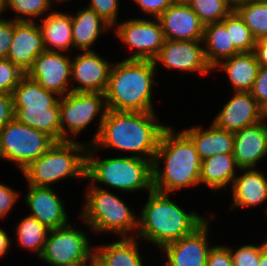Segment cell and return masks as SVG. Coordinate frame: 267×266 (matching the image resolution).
<instances>
[{
    "instance_id": "7",
    "label": "cell",
    "mask_w": 267,
    "mask_h": 266,
    "mask_svg": "<svg viewBox=\"0 0 267 266\" xmlns=\"http://www.w3.org/2000/svg\"><path fill=\"white\" fill-rule=\"evenodd\" d=\"M85 192L81 221L96 233H114L119 237H131L130 231L138 230V215L129 209L118 196L102 188L98 184L90 183Z\"/></svg>"
},
{
    "instance_id": "18",
    "label": "cell",
    "mask_w": 267,
    "mask_h": 266,
    "mask_svg": "<svg viewBox=\"0 0 267 266\" xmlns=\"http://www.w3.org/2000/svg\"><path fill=\"white\" fill-rule=\"evenodd\" d=\"M45 50L42 30L35 22L18 21L7 57L23 72L32 67L35 58Z\"/></svg>"
},
{
    "instance_id": "22",
    "label": "cell",
    "mask_w": 267,
    "mask_h": 266,
    "mask_svg": "<svg viewBox=\"0 0 267 266\" xmlns=\"http://www.w3.org/2000/svg\"><path fill=\"white\" fill-rule=\"evenodd\" d=\"M244 174L232 183L233 202L231 208L255 207L267 200V178L256 168L241 169Z\"/></svg>"
},
{
    "instance_id": "6",
    "label": "cell",
    "mask_w": 267,
    "mask_h": 266,
    "mask_svg": "<svg viewBox=\"0 0 267 266\" xmlns=\"http://www.w3.org/2000/svg\"><path fill=\"white\" fill-rule=\"evenodd\" d=\"M87 147L86 142L56 141L21 172L27 184L34 186L52 187V184L65 178L86 179Z\"/></svg>"
},
{
    "instance_id": "30",
    "label": "cell",
    "mask_w": 267,
    "mask_h": 266,
    "mask_svg": "<svg viewBox=\"0 0 267 266\" xmlns=\"http://www.w3.org/2000/svg\"><path fill=\"white\" fill-rule=\"evenodd\" d=\"M11 96L14 108L53 107L60 99L58 94L46 90L27 75L20 80V83L15 87Z\"/></svg>"
},
{
    "instance_id": "28",
    "label": "cell",
    "mask_w": 267,
    "mask_h": 266,
    "mask_svg": "<svg viewBox=\"0 0 267 266\" xmlns=\"http://www.w3.org/2000/svg\"><path fill=\"white\" fill-rule=\"evenodd\" d=\"M116 242L94 246V254L106 266H144L137 237H120Z\"/></svg>"
},
{
    "instance_id": "8",
    "label": "cell",
    "mask_w": 267,
    "mask_h": 266,
    "mask_svg": "<svg viewBox=\"0 0 267 266\" xmlns=\"http://www.w3.org/2000/svg\"><path fill=\"white\" fill-rule=\"evenodd\" d=\"M61 122V141H71L73 136L80 134L97 116L98 129L91 145L99 135L102 122L107 112L105 94L90 92H71L59 99Z\"/></svg>"
},
{
    "instance_id": "23",
    "label": "cell",
    "mask_w": 267,
    "mask_h": 266,
    "mask_svg": "<svg viewBox=\"0 0 267 266\" xmlns=\"http://www.w3.org/2000/svg\"><path fill=\"white\" fill-rule=\"evenodd\" d=\"M217 68L224 70L227 74L234 92H250L257 78L260 64L253 51L240 52L221 61L213 70Z\"/></svg>"
},
{
    "instance_id": "12",
    "label": "cell",
    "mask_w": 267,
    "mask_h": 266,
    "mask_svg": "<svg viewBox=\"0 0 267 266\" xmlns=\"http://www.w3.org/2000/svg\"><path fill=\"white\" fill-rule=\"evenodd\" d=\"M203 40H167L153 60L154 64L161 63L165 69L180 70L183 72H198L207 75L213 69L208 64Z\"/></svg>"
},
{
    "instance_id": "5",
    "label": "cell",
    "mask_w": 267,
    "mask_h": 266,
    "mask_svg": "<svg viewBox=\"0 0 267 266\" xmlns=\"http://www.w3.org/2000/svg\"><path fill=\"white\" fill-rule=\"evenodd\" d=\"M91 144L86 151V179L122 192L153 190L152 161L137 156L97 159Z\"/></svg>"
},
{
    "instance_id": "39",
    "label": "cell",
    "mask_w": 267,
    "mask_h": 266,
    "mask_svg": "<svg viewBox=\"0 0 267 266\" xmlns=\"http://www.w3.org/2000/svg\"><path fill=\"white\" fill-rule=\"evenodd\" d=\"M18 21L0 18V58H6L14 35V25Z\"/></svg>"
},
{
    "instance_id": "53",
    "label": "cell",
    "mask_w": 267,
    "mask_h": 266,
    "mask_svg": "<svg viewBox=\"0 0 267 266\" xmlns=\"http://www.w3.org/2000/svg\"><path fill=\"white\" fill-rule=\"evenodd\" d=\"M55 1H56V3H57V2H60V3L63 2V3H65L66 1L68 2V1H70V0H55Z\"/></svg>"
},
{
    "instance_id": "52",
    "label": "cell",
    "mask_w": 267,
    "mask_h": 266,
    "mask_svg": "<svg viewBox=\"0 0 267 266\" xmlns=\"http://www.w3.org/2000/svg\"><path fill=\"white\" fill-rule=\"evenodd\" d=\"M72 266H88V262H85V263H79V264L72 265Z\"/></svg>"
},
{
    "instance_id": "9",
    "label": "cell",
    "mask_w": 267,
    "mask_h": 266,
    "mask_svg": "<svg viewBox=\"0 0 267 266\" xmlns=\"http://www.w3.org/2000/svg\"><path fill=\"white\" fill-rule=\"evenodd\" d=\"M55 142L47 133L14 118L0 130V158L17 164L23 170L46 153Z\"/></svg>"
},
{
    "instance_id": "31",
    "label": "cell",
    "mask_w": 267,
    "mask_h": 266,
    "mask_svg": "<svg viewBox=\"0 0 267 266\" xmlns=\"http://www.w3.org/2000/svg\"><path fill=\"white\" fill-rule=\"evenodd\" d=\"M50 230L37 219L27 215L16 227L18 245L34 251L38 257L42 255Z\"/></svg>"
},
{
    "instance_id": "45",
    "label": "cell",
    "mask_w": 267,
    "mask_h": 266,
    "mask_svg": "<svg viewBox=\"0 0 267 266\" xmlns=\"http://www.w3.org/2000/svg\"><path fill=\"white\" fill-rule=\"evenodd\" d=\"M253 52L260 66H267V38L257 40Z\"/></svg>"
},
{
    "instance_id": "15",
    "label": "cell",
    "mask_w": 267,
    "mask_h": 266,
    "mask_svg": "<svg viewBox=\"0 0 267 266\" xmlns=\"http://www.w3.org/2000/svg\"><path fill=\"white\" fill-rule=\"evenodd\" d=\"M209 220L207 219L191 234L165 245L164 266H206L211 244L208 242Z\"/></svg>"
},
{
    "instance_id": "40",
    "label": "cell",
    "mask_w": 267,
    "mask_h": 266,
    "mask_svg": "<svg viewBox=\"0 0 267 266\" xmlns=\"http://www.w3.org/2000/svg\"><path fill=\"white\" fill-rule=\"evenodd\" d=\"M206 266H232L230 248L226 245L212 246L208 252Z\"/></svg>"
},
{
    "instance_id": "20",
    "label": "cell",
    "mask_w": 267,
    "mask_h": 266,
    "mask_svg": "<svg viewBox=\"0 0 267 266\" xmlns=\"http://www.w3.org/2000/svg\"><path fill=\"white\" fill-rule=\"evenodd\" d=\"M239 169L256 168L267 155V126L262 122L234 132V151Z\"/></svg>"
},
{
    "instance_id": "24",
    "label": "cell",
    "mask_w": 267,
    "mask_h": 266,
    "mask_svg": "<svg viewBox=\"0 0 267 266\" xmlns=\"http://www.w3.org/2000/svg\"><path fill=\"white\" fill-rule=\"evenodd\" d=\"M73 48L79 51L91 49L102 33L112 27L104 21L93 9L85 7L71 16Z\"/></svg>"
},
{
    "instance_id": "33",
    "label": "cell",
    "mask_w": 267,
    "mask_h": 266,
    "mask_svg": "<svg viewBox=\"0 0 267 266\" xmlns=\"http://www.w3.org/2000/svg\"><path fill=\"white\" fill-rule=\"evenodd\" d=\"M221 22L227 29H230L231 41L239 53L254 51L256 40L250 32V29L245 25L243 18L235 9Z\"/></svg>"
},
{
    "instance_id": "26",
    "label": "cell",
    "mask_w": 267,
    "mask_h": 266,
    "mask_svg": "<svg viewBox=\"0 0 267 266\" xmlns=\"http://www.w3.org/2000/svg\"><path fill=\"white\" fill-rule=\"evenodd\" d=\"M236 170H240L235 162L233 154H216L201 162L200 185H207L212 190H228V184L232 185L237 175Z\"/></svg>"
},
{
    "instance_id": "36",
    "label": "cell",
    "mask_w": 267,
    "mask_h": 266,
    "mask_svg": "<svg viewBox=\"0 0 267 266\" xmlns=\"http://www.w3.org/2000/svg\"><path fill=\"white\" fill-rule=\"evenodd\" d=\"M25 75L26 73L8 58H0V92L12 94Z\"/></svg>"
},
{
    "instance_id": "13",
    "label": "cell",
    "mask_w": 267,
    "mask_h": 266,
    "mask_svg": "<svg viewBox=\"0 0 267 266\" xmlns=\"http://www.w3.org/2000/svg\"><path fill=\"white\" fill-rule=\"evenodd\" d=\"M63 53L44 50L35 58L32 67L26 73L30 79L60 97L72 92L69 86L72 58Z\"/></svg>"
},
{
    "instance_id": "2",
    "label": "cell",
    "mask_w": 267,
    "mask_h": 266,
    "mask_svg": "<svg viewBox=\"0 0 267 266\" xmlns=\"http://www.w3.org/2000/svg\"><path fill=\"white\" fill-rule=\"evenodd\" d=\"M164 161V168H160ZM202 160L192 140L183 132L167 126L162 132L153 164V190L173 194L175 191L198 186Z\"/></svg>"
},
{
    "instance_id": "16",
    "label": "cell",
    "mask_w": 267,
    "mask_h": 266,
    "mask_svg": "<svg viewBox=\"0 0 267 266\" xmlns=\"http://www.w3.org/2000/svg\"><path fill=\"white\" fill-rule=\"evenodd\" d=\"M158 19L167 40H203L205 25L185 0H176Z\"/></svg>"
},
{
    "instance_id": "4",
    "label": "cell",
    "mask_w": 267,
    "mask_h": 266,
    "mask_svg": "<svg viewBox=\"0 0 267 266\" xmlns=\"http://www.w3.org/2000/svg\"><path fill=\"white\" fill-rule=\"evenodd\" d=\"M156 65L151 60L124 59L112 63L105 92L109 110L154 112L152 96Z\"/></svg>"
},
{
    "instance_id": "46",
    "label": "cell",
    "mask_w": 267,
    "mask_h": 266,
    "mask_svg": "<svg viewBox=\"0 0 267 266\" xmlns=\"http://www.w3.org/2000/svg\"><path fill=\"white\" fill-rule=\"evenodd\" d=\"M12 240L8 237L7 232L4 229L0 228V257H3L7 254L8 249Z\"/></svg>"
},
{
    "instance_id": "10",
    "label": "cell",
    "mask_w": 267,
    "mask_h": 266,
    "mask_svg": "<svg viewBox=\"0 0 267 266\" xmlns=\"http://www.w3.org/2000/svg\"><path fill=\"white\" fill-rule=\"evenodd\" d=\"M88 240L84 231L71 224L50 230L39 258L50 266H72L88 262L94 255V247H90L92 245Z\"/></svg>"
},
{
    "instance_id": "44",
    "label": "cell",
    "mask_w": 267,
    "mask_h": 266,
    "mask_svg": "<svg viewBox=\"0 0 267 266\" xmlns=\"http://www.w3.org/2000/svg\"><path fill=\"white\" fill-rule=\"evenodd\" d=\"M14 119V107L11 94L0 92V130Z\"/></svg>"
},
{
    "instance_id": "43",
    "label": "cell",
    "mask_w": 267,
    "mask_h": 266,
    "mask_svg": "<svg viewBox=\"0 0 267 266\" xmlns=\"http://www.w3.org/2000/svg\"><path fill=\"white\" fill-rule=\"evenodd\" d=\"M250 93L259 104L267 100V66H260Z\"/></svg>"
},
{
    "instance_id": "51",
    "label": "cell",
    "mask_w": 267,
    "mask_h": 266,
    "mask_svg": "<svg viewBox=\"0 0 267 266\" xmlns=\"http://www.w3.org/2000/svg\"><path fill=\"white\" fill-rule=\"evenodd\" d=\"M232 5H236L237 3H240L242 1H245V0H228Z\"/></svg>"
},
{
    "instance_id": "11",
    "label": "cell",
    "mask_w": 267,
    "mask_h": 266,
    "mask_svg": "<svg viewBox=\"0 0 267 266\" xmlns=\"http://www.w3.org/2000/svg\"><path fill=\"white\" fill-rule=\"evenodd\" d=\"M115 27L116 37L130 50H134L126 59L153 61L165 41L158 18H153V20L131 18L116 24Z\"/></svg>"
},
{
    "instance_id": "17",
    "label": "cell",
    "mask_w": 267,
    "mask_h": 266,
    "mask_svg": "<svg viewBox=\"0 0 267 266\" xmlns=\"http://www.w3.org/2000/svg\"><path fill=\"white\" fill-rule=\"evenodd\" d=\"M28 190L24 200L31 212L29 216L37 219L49 230L70 224L64 201L55 193L53 187L29 185Z\"/></svg>"
},
{
    "instance_id": "49",
    "label": "cell",
    "mask_w": 267,
    "mask_h": 266,
    "mask_svg": "<svg viewBox=\"0 0 267 266\" xmlns=\"http://www.w3.org/2000/svg\"><path fill=\"white\" fill-rule=\"evenodd\" d=\"M259 266H267V246L261 251Z\"/></svg>"
},
{
    "instance_id": "34",
    "label": "cell",
    "mask_w": 267,
    "mask_h": 266,
    "mask_svg": "<svg viewBox=\"0 0 267 266\" xmlns=\"http://www.w3.org/2000/svg\"><path fill=\"white\" fill-rule=\"evenodd\" d=\"M204 25L221 22L233 9L228 0H185Z\"/></svg>"
},
{
    "instance_id": "19",
    "label": "cell",
    "mask_w": 267,
    "mask_h": 266,
    "mask_svg": "<svg viewBox=\"0 0 267 266\" xmlns=\"http://www.w3.org/2000/svg\"><path fill=\"white\" fill-rule=\"evenodd\" d=\"M260 122L259 103L250 92H233L213 123L220 129L236 132Z\"/></svg>"
},
{
    "instance_id": "47",
    "label": "cell",
    "mask_w": 267,
    "mask_h": 266,
    "mask_svg": "<svg viewBox=\"0 0 267 266\" xmlns=\"http://www.w3.org/2000/svg\"><path fill=\"white\" fill-rule=\"evenodd\" d=\"M259 120L267 126V123H265V120H267V100L259 104Z\"/></svg>"
},
{
    "instance_id": "38",
    "label": "cell",
    "mask_w": 267,
    "mask_h": 266,
    "mask_svg": "<svg viewBox=\"0 0 267 266\" xmlns=\"http://www.w3.org/2000/svg\"><path fill=\"white\" fill-rule=\"evenodd\" d=\"M87 7L93 9L112 28L118 22L119 0H90Z\"/></svg>"
},
{
    "instance_id": "35",
    "label": "cell",
    "mask_w": 267,
    "mask_h": 266,
    "mask_svg": "<svg viewBox=\"0 0 267 266\" xmlns=\"http://www.w3.org/2000/svg\"><path fill=\"white\" fill-rule=\"evenodd\" d=\"M53 1L55 2V0H3V5L4 11L9 8L17 14L13 20L35 22V18L46 16L47 9L51 7Z\"/></svg>"
},
{
    "instance_id": "29",
    "label": "cell",
    "mask_w": 267,
    "mask_h": 266,
    "mask_svg": "<svg viewBox=\"0 0 267 266\" xmlns=\"http://www.w3.org/2000/svg\"><path fill=\"white\" fill-rule=\"evenodd\" d=\"M203 43L207 62L212 69L221 61L239 53L231 41L230 29L222 22L205 25Z\"/></svg>"
},
{
    "instance_id": "37",
    "label": "cell",
    "mask_w": 267,
    "mask_h": 266,
    "mask_svg": "<svg viewBox=\"0 0 267 266\" xmlns=\"http://www.w3.org/2000/svg\"><path fill=\"white\" fill-rule=\"evenodd\" d=\"M267 246L265 243L256 245H242L237 250L230 248L232 266H259L261 251ZM232 248V249H231Z\"/></svg>"
},
{
    "instance_id": "48",
    "label": "cell",
    "mask_w": 267,
    "mask_h": 266,
    "mask_svg": "<svg viewBox=\"0 0 267 266\" xmlns=\"http://www.w3.org/2000/svg\"><path fill=\"white\" fill-rule=\"evenodd\" d=\"M88 266H106L103 262L94 254L88 261Z\"/></svg>"
},
{
    "instance_id": "25",
    "label": "cell",
    "mask_w": 267,
    "mask_h": 266,
    "mask_svg": "<svg viewBox=\"0 0 267 266\" xmlns=\"http://www.w3.org/2000/svg\"><path fill=\"white\" fill-rule=\"evenodd\" d=\"M71 15L51 11L39 24L45 50L66 52L73 48ZM72 47V48H71Z\"/></svg>"
},
{
    "instance_id": "41",
    "label": "cell",
    "mask_w": 267,
    "mask_h": 266,
    "mask_svg": "<svg viewBox=\"0 0 267 266\" xmlns=\"http://www.w3.org/2000/svg\"><path fill=\"white\" fill-rule=\"evenodd\" d=\"M175 1L176 0H134L142 12L154 18H159Z\"/></svg>"
},
{
    "instance_id": "21",
    "label": "cell",
    "mask_w": 267,
    "mask_h": 266,
    "mask_svg": "<svg viewBox=\"0 0 267 266\" xmlns=\"http://www.w3.org/2000/svg\"><path fill=\"white\" fill-rule=\"evenodd\" d=\"M211 123L208 129L193 126L183 131L192 140L201 160L216 154H233L234 151V132Z\"/></svg>"
},
{
    "instance_id": "1",
    "label": "cell",
    "mask_w": 267,
    "mask_h": 266,
    "mask_svg": "<svg viewBox=\"0 0 267 266\" xmlns=\"http://www.w3.org/2000/svg\"><path fill=\"white\" fill-rule=\"evenodd\" d=\"M156 116L155 112L107 109L99 135L92 145L97 150L111 147L131 152L153 162L161 134L167 127Z\"/></svg>"
},
{
    "instance_id": "42",
    "label": "cell",
    "mask_w": 267,
    "mask_h": 266,
    "mask_svg": "<svg viewBox=\"0 0 267 266\" xmlns=\"http://www.w3.org/2000/svg\"><path fill=\"white\" fill-rule=\"evenodd\" d=\"M17 190H14L12 187L0 183V218L7 217L9 211L14 207L18 197H20Z\"/></svg>"
},
{
    "instance_id": "3",
    "label": "cell",
    "mask_w": 267,
    "mask_h": 266,
    "mask_svg": "<svg viewBox=\"0 0 267 266\" xmlns=\"http://www.w3.org/2000/svg\"><path fill=\"white\" fill-rule=\"evenodd\" d=\"M138 215L136 237L152 242L162 249L194 232L207 219L195 211H184L168 197L170 194L152 190Z\"/></svg>"
},
{
    "instance_id": "27",
    "label": "cell",
    "mask_w": 267,
    "mask_h": 266,
    "mask_svg": "<svg viewBox=\"0 0 267 266\" xmlns=\"http://www.w3.org/2000/svg\"><path fill=\"white\" fill-rule=\"evenodd\" d=\"M14 118L35 130L47 133L55 141H61L59 102L53 107L14 108Z\"/></svg>"
},
{
    "instance_id": "14",
    "label": "cell",
    "mask_w": 267,
    "mask_h": 266,
    "mask_svg": "<svg viewBox=\"0 0 267 266\" xmlns=\"http://www.w3.org/2000/svg\"><path fill=\"white\" fill-rule=\"evenodd\" d=\"M112 64L93 51H83L72 59V92H90L105 94ZM79 85V86H78Z\"/></svg>"
},
{
    "instance_id": "32",
    "label": "cell",
    "mask_w": 267,
    "mask_h": 266,
    "mask_svg": "<svg viewBox=\"0 0 267 266\" xmlns=\"http://www.w3.org/2000/svg\"><path fill=\"white\" fill-rule=\"evenodd\" d=\"M234 9L243 18L256 41L267 38V2L245 0L237 3Z\"/></svg>"
},
{
    "instance_id": "50",
    "label": "cell",
    "mask_w": 267,
    "mask_h": 266,
    "mask_svg": "<svg viewBox=\"0 0 267 266\" xmlns=\"http://www.w3.org/2000/svg\"><path fill=\"white\" fill-rule=\"evenodd\" d=\"M3 12H4L3 0H0V15L3 16V14H2ZM0 18H1V16H0Z\"/></svg>"
}]
</instances>
